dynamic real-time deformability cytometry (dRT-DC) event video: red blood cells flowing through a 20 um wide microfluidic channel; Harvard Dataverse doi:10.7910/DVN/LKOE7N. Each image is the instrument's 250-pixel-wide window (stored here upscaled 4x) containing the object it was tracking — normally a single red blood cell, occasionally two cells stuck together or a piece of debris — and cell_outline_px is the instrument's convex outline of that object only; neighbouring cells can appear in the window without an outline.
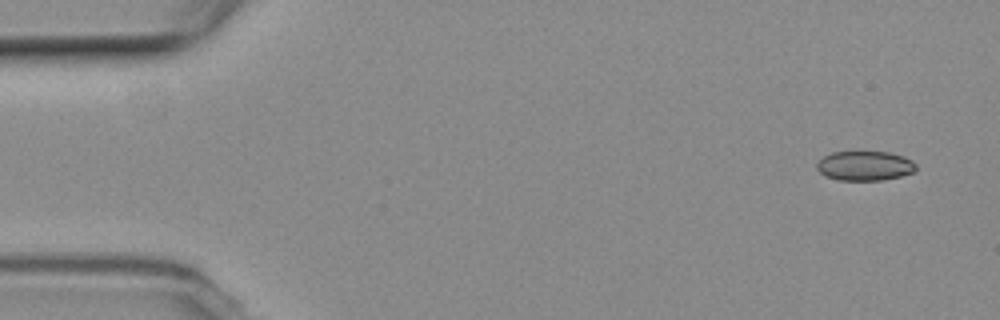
{"species": "common noctule bat (a hibernating species)", "species_latin": "Nyctalus noctula", "temperature_condition": "room temperature", "stored_images_in_passage": 53, "camera_frame_rate_fps": 3000, "um_per_image_px": 0.085, "animal": {"sex": "female", "body_mass_g": 19.3, "forearm_length_mm": 54.1}, "frame": {"image": 1, "passage_image": 1, "time_ms": 0.0, "image_size_px": [1000, 320], "cell_outline_px": [[916, 168], [912, 172], [900, 176], [880, 180], [840, 180], [828, 176], [820, 172], [816, 168], [816, 164], [824, 156], [832, 152], [888, 152], [904, 156], [912, 160], [916, 164]], "centroid_in_image_um": [73.52, 14.08], "position_along_channel_um": 11.5, "area_um2": 16.88}}
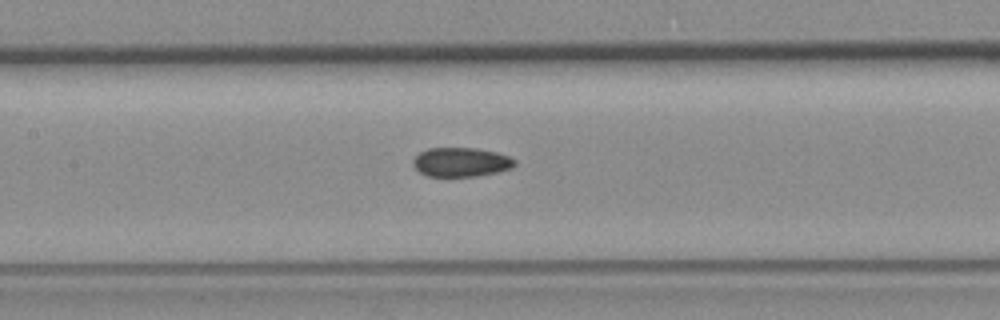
{"frame": {"image": 2, "passage_image": 23, "time_ms": 7.333, "image_size_px": [1000, 320], "cell_outline_px": [[516, 164], [512, 168], [496, 172], [476, 176], [428, 176], [420, 172], [412, 164], [412, 160], [420, 152], [428, 148], [476, 148], [496, 152], [508, 156], [516, 160]], "centroid_in_image_um": [39.19, 13.77], "position_along_channel_um": 168.2, "area_um2": 17.22}}
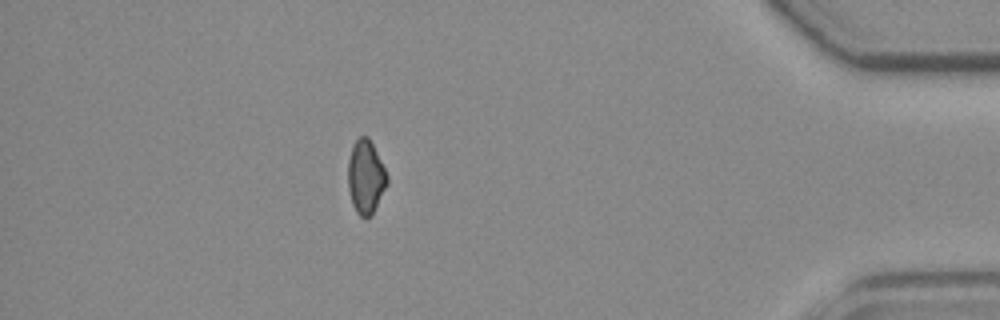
{"frame": {"image": 3, "passage_image": 46, "time_ms": 15.0, "image_size_px": [1000, 320], "cell_outline_px": [[388, 184], [372, 216], [360, 216], [356, 212], [352, 204], [348, 188], [348, 160], [352, 144], [360, 136], [368, 136], [388, 176]], "centroid_in_image_um": [31.08, 15.05], "position_along_channel_um": 404.1, "area_um2": 16.82}, "authors_computed_cell_mechanics": {"area_um2": 17.629, "velocity_mm_per_s": 3.7446, "shape_relaxation_time_tau1_ms": null, "shape_relaxation_time_tau2_ms": 4.6461, "deformation_change_tau1": null, "deformation_change_tau2": 0.0796}}